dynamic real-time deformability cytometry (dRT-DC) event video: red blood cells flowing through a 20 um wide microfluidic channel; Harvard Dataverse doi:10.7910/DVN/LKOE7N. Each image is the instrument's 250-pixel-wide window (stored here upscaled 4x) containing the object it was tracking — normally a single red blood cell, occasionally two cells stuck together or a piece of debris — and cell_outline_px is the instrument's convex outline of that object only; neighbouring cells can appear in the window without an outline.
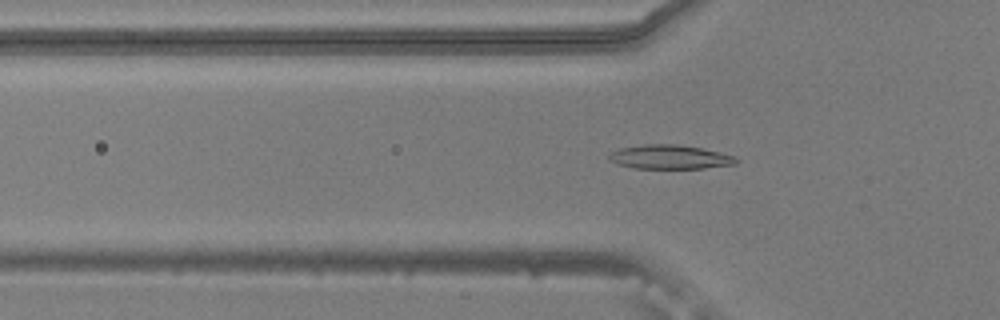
{"species": "common noctule bat (a hibernating species)", "species_latin": "Nyctalus noctula", "temperature_condition": "warm", "stored_images_in_passage": 54, "camera_frame_rate_fps": 3000, "um_per_image_px": 0.085, "animal": {"sex": "male", "body_mass_g": 20.5, "forearm_length_mm": 52.5}, "frame": {"image": 1, "passage_image": 18, "time_ms": 5.667, "image_size_px": [1000, 320], "cell_outline_px": [[740, 160], [736, 164], [704, 168], [632, 168], [616, 164], [608, 160], [608, 156], [612, 152], [620, 148], [644, 144], [676, 144], [700, 148], [736, 156]], "centroid_in_image_um": [56.93, 13.35], "position_along_channel_um": 68.9, "area_um2": 17.86}}
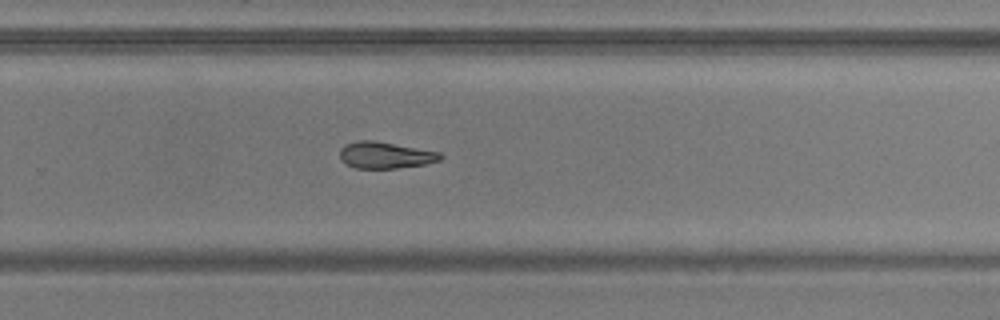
{"frame": {"image": 2, "passage_image": 36, "time_ms": 11.667, "image_size_px": [1000, 320], "cell_outline_px": [[444, 156], [440, 160], [424, 164], [396, 168], [356, 168], [340, 160], [340, 148], [344, 144], [360, 140], [376, 140], [440, 152]], "centroid_in_image_um": [32.74, 13.17], "position_along_channel_um": 297.1, "area_um2": 15.61}}
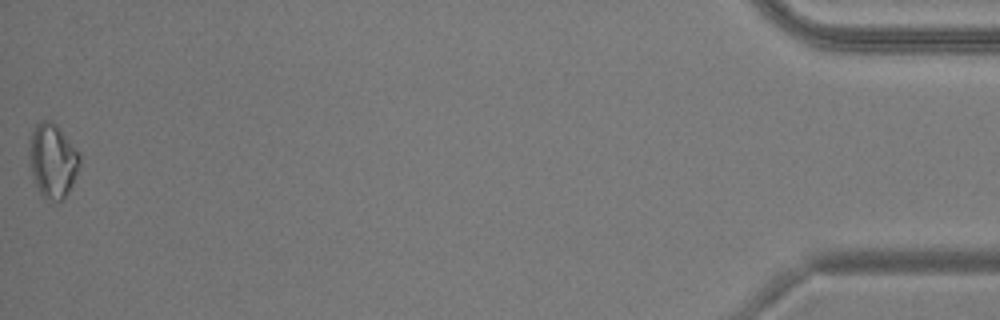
{"frame": {"image": 3, "passage_image": 54, "time_ms": 17.667, "image_size_px": [1000, 320], "cell_outline_px": [[80, 164], [72, 184], [64, 196], [60, 200], [52, 200], [44, 196], [40, 192], [36, 184], [28, 164], [28, 156], [32, 132], [36, 124], [44, 120], [48, 120], [56, 124], [80, 152]], "centroid_in_image_um": [4.47, 13.61], "position_along_channel_um": 430.7, "area_um2": 21.5}}